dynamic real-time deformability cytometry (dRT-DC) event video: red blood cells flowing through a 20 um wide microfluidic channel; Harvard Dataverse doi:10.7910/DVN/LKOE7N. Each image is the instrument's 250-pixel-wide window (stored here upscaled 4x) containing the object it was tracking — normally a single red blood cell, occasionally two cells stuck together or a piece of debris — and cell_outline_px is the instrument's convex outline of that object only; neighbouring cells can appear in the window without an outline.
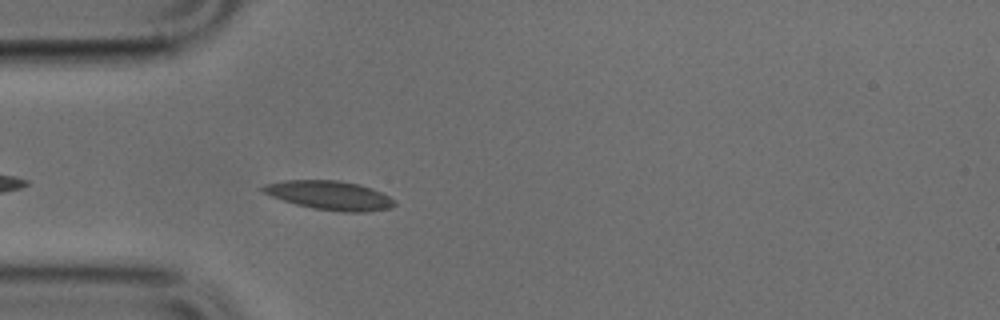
{"species": "common noctule bat (a hibernating species)", "species_latin": "Nyctalus noctula", "temperature_condition": "cold", "stored_images_in_passage": 32, "camera_frame_rate_fps": 3000, "um_per_image_px": 0.085, "animal": {"sex": "male", "body_mass_g": 17.9, "forearm_length_mm": 54.2}, "frame": {"image": 1, "passage_image": 3, "time_ms": 0.667, "image_size_px": [1000, 320], "cell_outline_px": [[396, 204], [392, 208], [364, 212], [344, 212], [312, 208], [296, 204], [272, 196], [264, 192], [260, 188], [264, 184], [284, 180], [336, 180], [360, 184], [372, 188], [396, 200]], "centroid_in_image_um": [28.05, 16.6], "position_along_channel_um": 56.9, "area_um2": 22.2}}
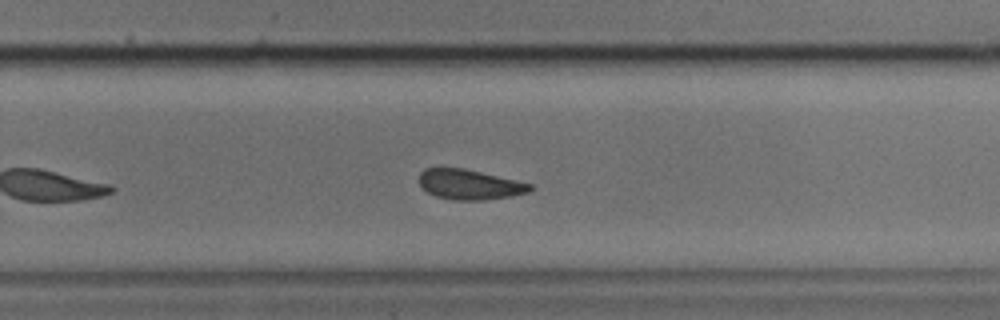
{"frame": {"image": 2, "passage_image": 21, "time_ms": 6.667, "image_size_px": [1000, 320], "cell_outline_px": [[536, 188], [528, 192], [512, 196], [480, 200], [452, 200], [436, 196], [428, 192], [420, 184], [420, 172], [424, 168], [464, 168], [516, 180], [532, 184]], "centroid_in_image_um": [39.94, 15.68], "position_along_channel_um": 289.9, "area_um2": 19.36}}
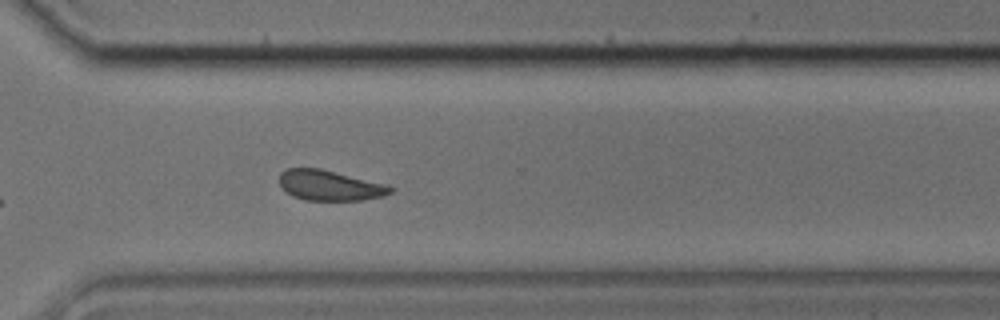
{"frame": {"image": 3, "passage_image": 25, "time_ms": 8.0, "image_size_px": [1000, 320], "cell_outline_px": [[396, 188], [392, 192], [384, 196], [364, 200], [304, 200], [292, 196], [280, 184], [280, 172], [288, 168], [320, 168], [384, 184]], "centroid_in_image_um": [28.04, 15.76], "position_along_channel_um": 342.6, "area_um2": 19.48}}